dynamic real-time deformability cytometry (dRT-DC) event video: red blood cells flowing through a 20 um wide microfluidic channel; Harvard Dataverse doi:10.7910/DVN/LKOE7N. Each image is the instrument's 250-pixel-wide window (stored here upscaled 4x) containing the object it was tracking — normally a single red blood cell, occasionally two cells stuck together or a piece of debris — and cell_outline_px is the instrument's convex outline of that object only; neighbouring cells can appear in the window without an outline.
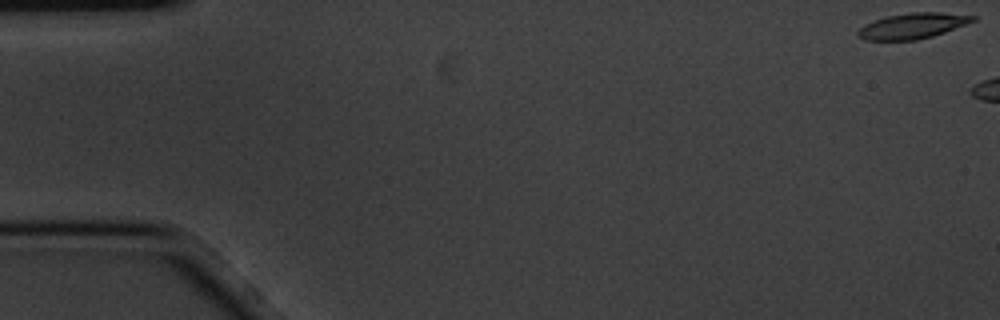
{"species": "common noctule bat (a hibernating species)", "species_latin": "Nyctalus noctula", "temperature_condition": "cold", "stored_images_in_passage": 6, "segment_of_instrument_passage": [2, 2], "camera_frame_rate_fps": 3000, "um_per_image_px": 0.085, "animal": {"sex": "male", "body_mass_g": 20.1, "forearm_length_mm": 53.5}, "frame": {"image": 1, "passage_image": 6, "time_ms": 1.667, "image_size_px": [1000, 320], "cell_outline_px": [[976, 20], [944, 32], [932, 36], [916, 40], [864, 40], [856, 36], [856, 32], [864, 24], [888, 16], [912, 12], [940, 12], [976, 16]], "centroid_in_image_um": [77.53, 2.2], "position_along_channel_um": 7.5, "area_um2": 16.99}}